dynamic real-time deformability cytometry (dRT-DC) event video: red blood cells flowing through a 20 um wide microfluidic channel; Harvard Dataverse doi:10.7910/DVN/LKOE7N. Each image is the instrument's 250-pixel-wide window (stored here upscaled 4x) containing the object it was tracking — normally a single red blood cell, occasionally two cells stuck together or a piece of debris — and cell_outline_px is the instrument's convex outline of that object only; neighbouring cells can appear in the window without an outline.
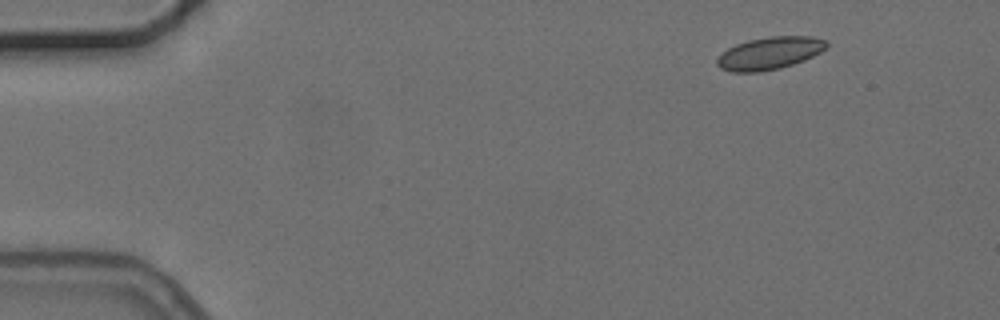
{"species": "common noctule bat (a hibernating species)", "species_latin": "Nyctalus noctula", "temperature_condition": "cold", "stored_images_in_passage": 4, "camera_frame_rate_fps": 3000, "um_per_image_px": 0.085, "animal": {"sex": "female", "body_mass_g": 24.6, "forearm_length_mm": 56.2}, "frame": {"image": 1, "passage_image": 2, "time_ms": 1.0, "image_size_px": [1000, 320], "cell_outline_px": [[828, 48], [804, 60], [780, 68], [760, 72], [732, 72], [720, 68], [716, 64], [716, 60], [728, 48], [736, 44], [748, 40], [768, 36], [812, 36], [824, 40], [828, 44]], "centroid_in_image_um": [65.42, 4.52], "position_along_channel_um": 19.6, "area_um2": 20.69}}
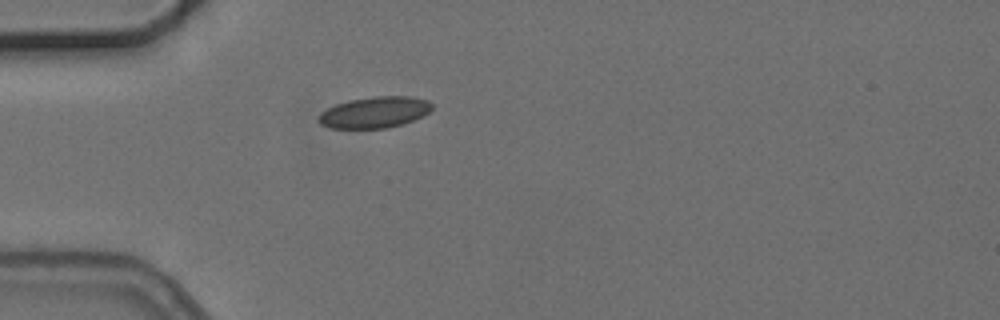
{"frame": {"image": 2, "passage_image": 4, "time_ms": 4.333, "image_size_px": [1000, 320], "cell_outline_px": [[432, 108], [424, 116], [388, 128], [328, 128], [320, 124], [316, 120], [320, 112], [336, 104], [352, 100], [372, 96], [412, 96], [428, 100], [432, 104]], "centroid_in_image_um": [31.82, 9.54], "position_along_channel_um": 53.2, "area_um2": 20.69}}